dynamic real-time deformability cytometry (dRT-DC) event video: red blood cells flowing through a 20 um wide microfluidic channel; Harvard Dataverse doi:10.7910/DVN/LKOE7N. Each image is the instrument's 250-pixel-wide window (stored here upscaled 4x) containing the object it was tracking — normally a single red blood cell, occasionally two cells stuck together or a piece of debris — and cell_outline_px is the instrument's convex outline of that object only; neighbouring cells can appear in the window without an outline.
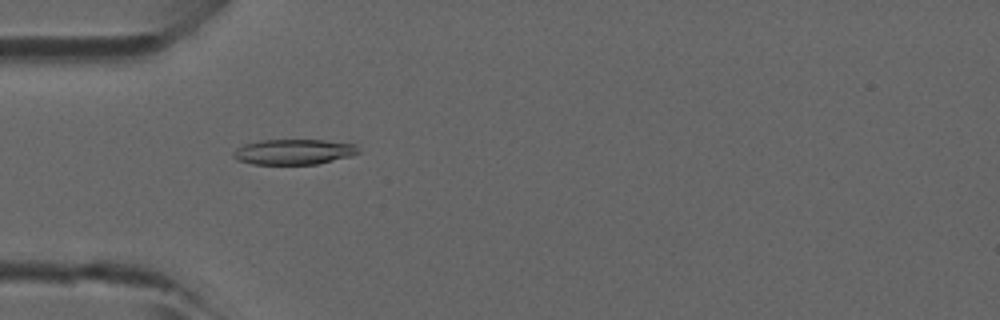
{"species": "common noctule bat (a hibernating species)", "species_latin": "Nyctalus noctula", "temperature_condition": "room temperature", "stored_images_in_passage": 5, "camera_frame_rate_fps": 3000, "um_per_image_px": 0.085, "animal": {"sex": "male", "forearm_length_mm": 52.5}, "frame": {"image": 1, "passage_image": 3, "time_ms": 0.667, "image_size_px": [1000, 320], "cell_outline_px": [[360, 152], [352, 156], [316, 164], [252, 164], [236, 160], [232, 156], [232, 152], [236, 148], [244, 144], [260, 140], [324, 140], [356, 144]], "centroid_in_image_um": [24.95, 12.9], "position_along_channel_um": 60.1, "area_um2": 18.61}}
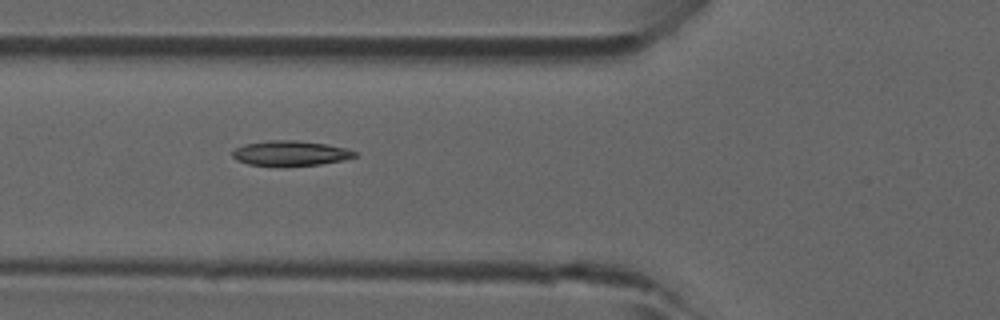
{"frame": {"image": 2, "passage_image": 4, "time_ms": 1.0, "image_size_px": [1000, 320], "cell_outline_px": [[356, 156], [340, 160], [320, 164], [248, 164], [236, 160], [232, 156], [232, 152], [236, 148], [244, 144], [268, 140], [296, 140], [324, 144], [348, 148], [356, 152]], "centroid_in_image_um": [24.66, 12.99], "position_along_channel_um": 101.1, "area_um2": 17.17}}
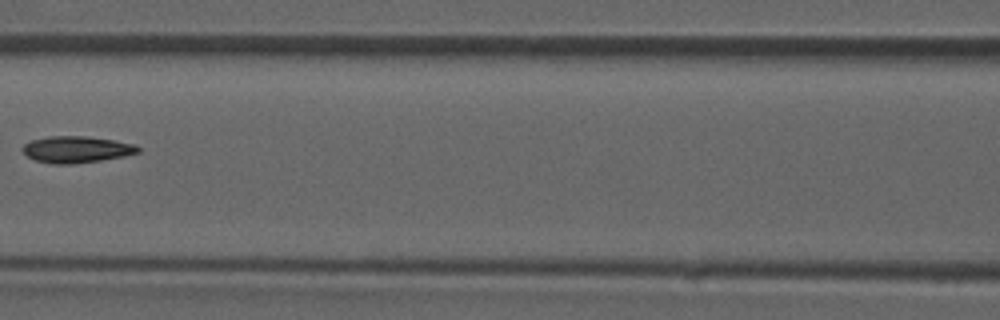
{"frame": {"image": 3, "passage_image": 5, "time_ms": 1.333, "image_size_px": [1000, 320], "cell_outline_px": [[140, 152], [124, 156], [100, 160], [72, 164], [52, 164], [36, 160], [28, 156], [20, 148], [24, 144], [32, 140], [48, 136], [84, 136], [112, 140], [136, 144], [140, 148]], "centroid_in_image_um": [6.5, 12.7], "position_along_channel_um": 160.1, "area_um2": 17.8}}